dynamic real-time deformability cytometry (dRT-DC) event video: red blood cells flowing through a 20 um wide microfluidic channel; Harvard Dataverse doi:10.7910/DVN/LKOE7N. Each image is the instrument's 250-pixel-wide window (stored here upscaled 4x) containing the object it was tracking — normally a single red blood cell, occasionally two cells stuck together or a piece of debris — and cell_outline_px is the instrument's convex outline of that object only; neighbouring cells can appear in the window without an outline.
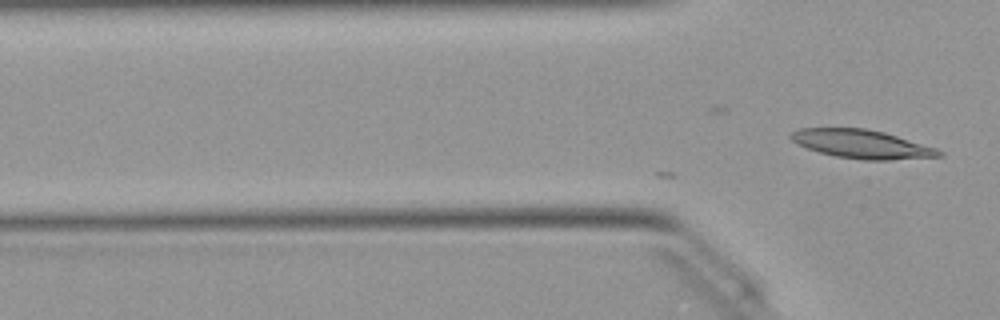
{"species": "Egyptian fruit bat (a non-hibernating species)", "species_latin": "Rousettus aegyptiacus", "temperature_condition": "warm", "stored_images_in_passage": 14, "camera_frame_rate_fps": 3000, "um_per_image_px": 0.085, "animal": {"sex": "female"}, "frame": {"image": 1, "passage_image": 14, "time_ms": 4.333, "image_size_px": [1000, 320], "cell_outline_px": [[944, 156], [888, 160], [864, 160], [836, 156], [820, 152], [808, 148], [792, 140], [788, 136], [792, 132], [800, 128], [864, 128], [884, 132], [936, 148], [944, 152]], "centroid_in_image_um": [73.28, 12.25], "position_along_channel_um": 52.5, "area_um2": 24.45}}